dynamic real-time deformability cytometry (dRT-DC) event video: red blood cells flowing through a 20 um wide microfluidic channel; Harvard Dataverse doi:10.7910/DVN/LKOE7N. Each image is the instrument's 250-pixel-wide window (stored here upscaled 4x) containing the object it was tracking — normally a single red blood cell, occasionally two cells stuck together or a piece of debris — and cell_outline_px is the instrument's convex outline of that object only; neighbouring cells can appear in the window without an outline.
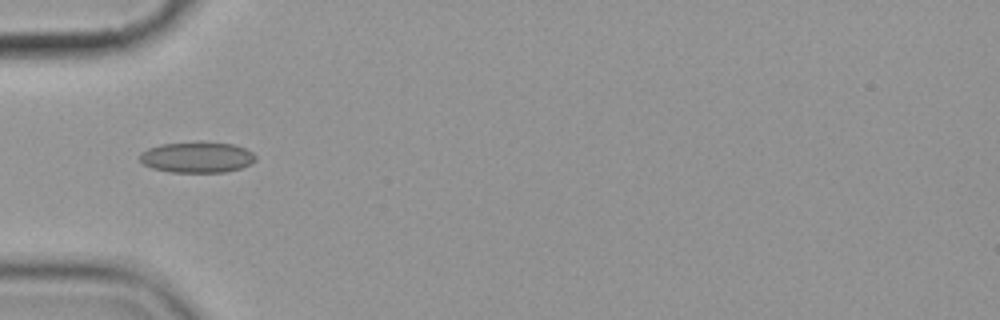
{"species": "common noctule bat (a hibernating species)", "species_latin": "Nyctalus noctula", "temperature_condition": "cold", "stored_images_in_passage": 5, "camera_frame_rate_fps": 3000, "um_per_image_px": 0.085, "animal": {"sex": "female", "body_mass_g": 19.9}, "frame": {"image": 1, "passage_image": 1, "time_ms": 0.0, "image_size_px": [1000, 320], "cell_outline_px": [[256, 160], [252, 164], [240, 168], [224, 172], [168, 172], [152, 168], [144, 164], [140, 160], [140, 152], [148, 148], [160, 144], [200, 140], [232, 144], [244, 148], [252, 152], [256, 156]], "centroid_in_image_um": [16.74, 13.34], "position_along_channel_um": 68.3, "area_um2": 21.27}}
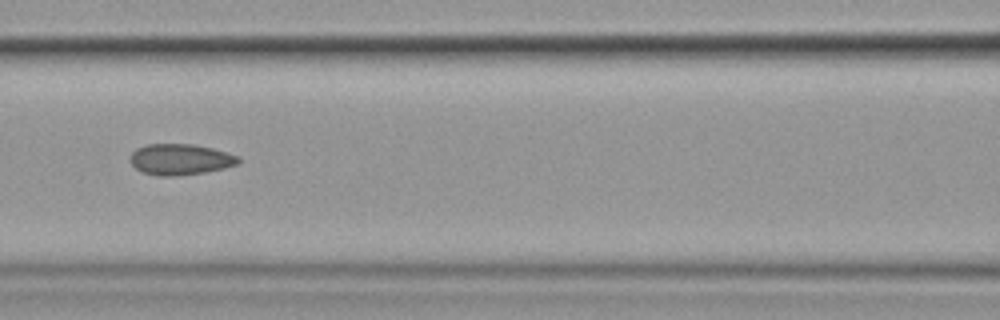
{"frame": {"image": 2, "passage_image": 3, "time_ms": 2.333, "image_size_px": [1000, 320], "cell_outline_px": [[240, 160], [236, 164], [224, 168], [204, 172], [176, 176], [156, 176], [140, 172], [128, 160], [128, 156], [136, 148], [148, 144], [192, 144], [212, 148], [240, 156]], "centroid_in_image_um": [15.27, 13.55], "position_along_channel_um": 151.3, "area_um2": 19.71}}
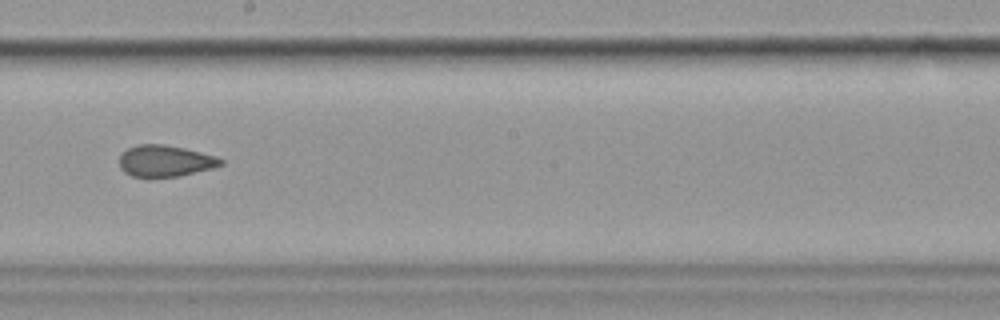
{"frame": {"image": 3, "passage_image": 5, "time_ms": 4.667, "image_size_px": [1000, 320], "cell_outline_px": [[224, 164], [212, 168], [180, 176], [132, 176], [124, 172], [120, 168], [120, 156], [128, 148], [140, 144], [164, 144], [184, 148], [216, 156], [224, 160]], "centroid_in_image_um": [14.06, 13.67], "position_along_channel_um": 234.1, "area_um2": 18.38}}